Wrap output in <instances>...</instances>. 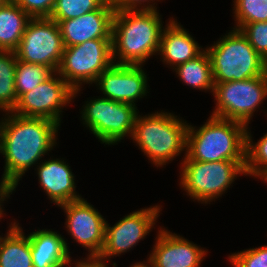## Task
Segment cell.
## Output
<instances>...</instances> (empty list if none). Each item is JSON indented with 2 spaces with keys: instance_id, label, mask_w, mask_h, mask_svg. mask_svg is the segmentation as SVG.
Here are the masks:
<instances>
[{
  "instance_id": "5bb4252c",
  "label": "cell",
  "mask_w": 267,
  "mask_h": 267,
  "mask_svg": "<svg viewBox=\"0 0 267 267\" xmlns=\"http://www.w3.org/2000/svg\"><path fill=\"white\" fill-rule=\"evenodd\" d=\"M143 65L113 64L94 83L102 97L137 107L136 102L147 96L148 74Z\"/></svg>"
},
{
  "instance_id": "d590c367",
  "label": "cell",
  "mask_w": 267,
  "mask_h": 267,
  "mask_svg": "<svg viewBox=\"0 0 267 267\" xmlns=\"http://www.w3.org/2000/svg\"><path fill=\"white\" fill-rule=\"evenodd\" d=\"M8 0H0V7H2Z\"/></svg>"
},
{
  "instance_id": "e0dca14e",
  "label": "cell",
  "mask_w": 267,
  "mask_h": 267,
  "mask_svg": "<svg viewBox=\"0 0 267 267\" xmlns=\"http://www.w3.org/2000/svg\"><path fill=\"white\" fill-rule=\"evenodd\" d=\"M38 183L55 206L82 199L76 192L75 176L63 158L42 160L36 166Z\"/></svg>"
},
{
  "instance_id": "8fae6325",
  "label": "cell",
  "mask_w": 267,
  "mask_h": 267,
  "mask_svg": "<svg viewBox=\"0 0 267 267\" xmlns=\"http://www.w3.org/2000/svg\"><path fill=\"white\" fill-rule=\"evenodd\" d=\"M162 206L144 207L125 215L111 226L106 221L105 240L99 258L110 262L114 256H120L131 249L152 231L160 216Z\"/></svg>"
},
{
  "instance_id": "30bf717a",
  "label": "cell",
  "mask_w": 267,
  "mask_h": 267,
  "mask_svg": "<svg viewBox=\"0 0 267 267\" xmlns=\"http://www.w3.org/2000/svg\"><path fill=\"white\" fill-rule=\"evenodd\" d=\"M64 48L56 21L50 18H32L15 53L19 61L43 65L52 72H57Z\"/></svg>"
},
{
  "instance_id": "836d02e7",
  "label": "cell",
  "mask_w": 267,
  "mask_h": 267,
  "mask_svg": "<svg viewBox=\"0 0 267 267\" xmlns=\"http://www.w3.org/2000/svg\"><path fill=\"white\" fill-rule=\"evenodd\" d=\"M130 267H154L153 263L147 258V260L142 262H137L132 264Z\"/></svg>"
},
{
  "instance_id": "277c9868",
  "label": "cell",
  "mask_w": 267,
  "mask_h": 267,
  "mask_svg": "<svg viewBox=\"0 0 267 267\" xmlns=\"http://www.w3.org/2000/svg\"><path fill=\"white\" fill-rule=\"evenodd\" d=\"M204 123L200 127L188 123L185 156L189 160H246L245 124L211 115Z\"/></svg>"
},
{
  "instance_id": "9a60e30c",
  "label": "cell",
  "mask_w": 267,
  "mask_h": 267,
  "mask_svg": "<svg viewBox=\"0 0 267 267\" xmlns=\"http://www.w3.org/2000/svg\"><path fill=\"white\" fill-rule=\"evenodd\" d=\"M159 228L148 257L154 267H201L208 249L168 231L163 226Z\"/></svg>"
},
{
  "instance_id": "cb8c5ba5",
  "label": "cell",
  "mask_w": 267,
  "mask_h": 267,
  "mask_svg": "<svg viewBox=\"0 0 267 267\" xmlns=\"http://www.w3.org/2000/svg\"><path fill=\"white\" fill-rule=\"evenodd\" d=\"M53 72L46 66L17 61L15 70V89L19 99L24 93L32 91Z\"/></svg>"
},
{
  "instance_id": "603a6c76",
  "label": "cell",
  "mask_w": 267,
  "mask_h": 267,
  "mask_svg": "<svg viewBox=\"0 0 267 267\" xmlns=\"http://www.w3.org/2000/svg\"><path fill=\"white\" fill-rule=\"evenodd\" d=\"M15 51L0 50V111L13 112L18 98L15 89V70L17 66Z\"/></svg>"
},
{
  "instance_id": "f546056e",
  "label": "cell",
  "mask_w": 267,
  "mask_h": 267,
  "mask_svg": "<svg viewBox=\"0 0 267 267\" xmlns=\"http://www.w3.org/2000/svg\"><path fill=\"white\" fill-rule=\"evenodd\" d=\"M31 18H49L55 0H13Z\"/></svg>"
},
{
  "instance_id": "7402d4cb",
  "label": "cell",
  "mask_w": 267,
  "mask_h": 267,
  "mask_svg": "<svg viewBox=\"0 0 267 267\" xmlns=\"http://www.w3.org/2000/svg\"><path fill=\"white\" fill-rule=\"evenodd\" d=\"M185 83L184 85L190 86L193 89H199L205 93L213 92L214 80L211 60L208 52L204 50L196 58L180 64L173 69V72Z\"/></svg>"
},
{
  "instance_id": "e575fe53",
  "label": "cell",
  "mask_w": 267,
  "mask_h": 267,
  "mask_svg": "<svg viewBox=\"0 0 267 267\" xmlns=\"http://www.w3.org/2000/svg\"><path fill=\"white\" fill-rule=\"evenodd\" d=\"M259 179L263 180L264 183H267V172L264 173Z\"/></svg>"
},
{
  "instance_id": "1f68e13d",
  "label": "cell",
  "mask_w": 267,
  "mask_h": 267,
  "mask_svg": "<svg viewBox=\"0 0 267 267\" xmlns=\"http://www.w3.org/2000/svg\"><path fill=\"white\" fill-rule=\"evenodd\" d=\"M83 259V260H82ZM77 261V259L72 262L73 260L70 258L68 262L64 265L66 267H109V263L107 264L99 257H90L86 256V258H82ZM74 264V265H72Z\"/></svg>"
},
{
  "instance_id": "ba28073f",
  "label": "cell",
  "mask_w": 267,
  "mask_h": 267,
  "mask_svg": "<svg viewBox=\"0 0 267 267\" xmlns=\"http://www.w3.org/2000/svg\"><path fill=\"white\" fill-rule=\"evenodd\" d=\"M84 104L80 111L81 123L104 146L117 145L125 137L131 138L139 114L138 107L100 96Z\"/></svg>"
},
{
  "instance_id": "f1b7e54d",
  "label": "cell",
  "mask_w": 267,
  "mask_h": 267,
  "mask_svg": "<svg viewBox=\"0 0 267 267\" xmlns=\"http://www.w3.org/2000/svg\"><path fill=\"white\" fill-rule=\"evenodd\" d=\"M250 45L267 62V21L247 23L239 30Z\"/></svg>"
},
{
  "instance_id": "d4e9b609",
  "label": "cell",
  "mask_w": 267,
  "mask_h": 267,
  "mask_svg": "<svg viewBox=\"0 0 267 267\" xmlns=\"http://www.w3.org/2000/svg\"><path fill=\"white\" fill-rule=\"evenodd\" d=\"M251 130L246 131V176L260 178L267 172V133L253 143Z\"/></svg>"
},
{
  "instance_id": "d6a6232c",
  "label": "cell",
  "mask_w": 267,
  "mask_h": 267,
  "mask_svg": "<svg viewBox=\"0 0 267 267\" xmlns=\"http://www.w3.org/2000/svg\"><path fill=\"white\" fill-rule=\"evenodd\" d=\"M16 191V187L1 178L0 180V221L4 217V201L10 199V195Z\"/></svg>"
},
{
  "instance_id": "3957f363",
  "label": "cell",
  "mask_w": 267,
  "mask_h": 267,
  "mask_svg": "<svg viewBox=\"0 0 267 267\" xmlns=\"http://www.w3.org/2000/svg\"><path fill=\"white\" fill-rule=\"evenodd\" d=\"M182 119L163 110L143 116L138 114L131 140L151 164L164 167L183 151L186 154L188 123Z\"/></svg>"
},
{
  "instance_id": "6da1fadb",
  "label": "cell",
  "mask_w": 267,
  "mask_h": 267,
  "mask_svg": "<svg viewBox=\"0 0 267 267\" xmlns=\"http://www.w3.org/2000/svg\"><path fill=\"white\" fill-rule=\"evenodd\" d=\"M2 116L0 154L5 159V166L1 178L17 187L25 172L37 166L58 145L57 135L61 126L50 119L25 117L12 112Z\"/></svg>"
},
{
  "instance_id": "ac0fdd59",
  "label": "cell",
  "mask_w": 267,
  "mask_h": 267,
  "mask_svg": "<svg viewBox=\"0 0 267 267\" xmlns=\"http://www.w3.org/2000/svg\"><path fill=\"white\" fill-rule=\"evenodd\" d=\"M204 50L177 19L170 17L162 30L157 54L161 56L163 64L173 70L180 64L196 58Z\"/></svg>"
},
{
  "instance_id": "ffe728a7",
  "label": "cell",
  "mask_w": 267,
  "mask_h": 267,
  "mask_svg": "<svg viewBox=\"0 0 267 267\" xmlns=\"http://www.w3.org/2000/svg\"><path fill=\"white\" fill-rule=\"evenodd\" d=\"M8 226L0 235V267H33L28 235L15 219Z\"/></svg>"
},
{
  "instance_id": "83f0119b",
  "label": "cell",
  "mask_w": 267,
  "mask_h": 267,
  "mask_svg": "<svg viewBox=\"0 0 267 267\" xmlns=\"http://www.w3.org/2000/svg\"><path fill=\"white\" fill-rule=\"evenodd\" d=\"M228 259L234 267H267V245L229 254Z\"/></svg>"
},
{
  "instance_id": "7a4b0ae2",
  "label": "cell",
  "mask_w": 267,
  "mask_h": 267,
  "mask_svg": "<svg viewBox=\"0 0 267 267\" xmlns=\"http://www.w3.org/2000/svg\"><path fill=\"white\" fill-rule=\"evenodd\" d=\"M158 11L114 12L111 34L114 64L144 66L146 60L158 54L164 28L162 15Z\"/></svg>"
},
{
  "instance_id": "4fadbf2b",
  "label": "cell",
  "mask_w": 267,
  "mask_h": 267,
  "mask_svg": "<svg viewBox=\"0 0 267 267\" xmlns=\"http://www.w3.org/2000/svg\"><path fill=\"white\" fill-rule=\"evenodd\" d=\"M65 213V228L71 238L98 257L105 240L106 219L84 198L59 205Z\"/></svg>"
},
{
  "instance_id": "44dd1931",
  "label": "cell",
  "mask_w": 267,
  "mask_h": 267,
  "mask_svg": "<svg viewBox=\"0 0 267 267\" xmlns=\"http://www.w3.org/2000/svg\"><path fill=\"white\" fill-rule=\"evenodd\" d=\"M32 18L13 0L0 7V50L15 51Z\"/></svg>"
},
{
  "instance_id": "d6986e66",
  "label": "cell",
  "mask_w": 267,
  "mask_h": 267,
  "mask_svg": "<svg viewBox=\"0 0 267 267\" xmlns=\"http://www.w3.org/2000/svg\"><path fill=\"white\" fill-rule=\"evenodd\" d=\"M28 238L33 267H65L72 258L67 239L52 229L35 230Z\"/></svg>"
},
{
  "instance_id": "484cf974",
  "label": "cell",
  "mask_w": 267,
  "mask_h": 267,
  "mask_svg": "<svg viewBox=\"0 0 267 267\" xmlns=\"http://www.w3.org/2000/svg\"><path fill=\"white\" fill-rule=\"evenodd\" d=\"M233 29L240 30L247 23L267 21V0H234Z\"/></svg>"
},
{
  "instance_id": "7c38bea8",
  "label": "cell",
  "mask_w": 267,
  "mask_h": 267,
  "mask_svg": "<svg viewBox=\"0 0 267 267\" xmlns=\"http://www.w3.org/2000/svg\"><path fill=\"white\" fill-rule=\"evenodd\" d=\"M74 89L53 72L32 91L24 93L12 113L25 117H40L61 125L64 107L72 104Z\"/></svg>"
},
{
  "instance_id": "52a82bcc",
  "label": "cell",
  "mask_w": 267,
  "mask_h": 267,
  "mask_svg": "<svg viewBox=\"0 0 267 267\" xmlns=\"http://www.w3.org/2000/svg\"><path fill=\"white\" fill-rule=\"evenodd\" d=\"M113 64L112 39H92L65 47L57 73L74 89L76 98L83 84H94Z\"/></svg>"
},
{
  "instance_id": "4316f807",
  "label": "cell",
  "mask_w": 267,
  "mask_h": 267,
  "mask_svg": "<svg viewBox=\"0 0 267 267\" xmlns=\"http://www.w3.org/2000/svg\"><path fill=\"white\" fill-rule=\"evenodd\" d=\"M107 0H55L50 15L52 20H66L80 17L100 8Z\"/></svg>"
},
{
  "instance_id": "9c48e42d",
  "label": "cell",
  "mask_w": 267,
  "mask_h": 267,
  "mask_svg": "<svg viewBox=\"0 0 267 267\" xmlns=\"http://www.w3.org/2000/svg\"><path fill=\"white\" fill-rule=\"evenodd\" d=\"M212 95L216 106L211 116L238 121L248 127L255 111L267 98V71L242 81L215 83Z\"/></svg>"
},
{
  "instance_id": "8992f818",
  "label": "cell",
  "mask_w": 267,
  "mask_h": 267,
  "mask_svg": "<svg viewBox=\"0 0 267 267\" xmlns=\"http://www.w3.org/2000/svg\"><path fill=\"white\" fill-rule=\"evenodd\" d=\"M181 161L179 185L186 195L201 204L215 202L233 186L237 177L246 176V160L199 162L184 156Z\"/></svg>"
},
{
  "instance_id": "4dcf8cb0",
  "label": "cell",
  "mask_w": 267,
  "mask_h": 267,
  "mask_svg": "<svg viewBox=\"0 0 267 267\" xmlns=\"http://www.w3.org/2000/svg\"><path fill=\"white\" fill-rule=\"evenodd\" d=\"M155 1L159 2V0H110L115 11H120V10H157V7H156L157 3Z\"/></svg>"
},
{
  "instance_id": "2e32d148",
  "label": "cell",
  "mask_w": 267,
  "mask_h": 267,
  "mask_svg": "<svg viewBox=\"0 0 267 267\" xmlns=\"http://www.w3.org/2000/svg\"><path fill=\"white\" fill-rule=\"evenodd\" d=\"M114 7L107 0L100 8L73 19L54 20L58 23L65 47L92 39H111Z\"/></svg>"
},
{
  "instance_id": "5b68a950",
  "label": "cell",
  "mask_w": 267,
  "mask_h": 267,
  "mask_svg": "<svg viewBox=\"0 0 267 267\" xmlns=\"http://www.w3.org/2000/svg\"><path fill=\"white\" fill-rule=\"evenodd\" d=\"M226 31L213 45L207 46L214 83L242 81L263 75L267 62L237 29Z\"/></svg>"
}]
</instances>
